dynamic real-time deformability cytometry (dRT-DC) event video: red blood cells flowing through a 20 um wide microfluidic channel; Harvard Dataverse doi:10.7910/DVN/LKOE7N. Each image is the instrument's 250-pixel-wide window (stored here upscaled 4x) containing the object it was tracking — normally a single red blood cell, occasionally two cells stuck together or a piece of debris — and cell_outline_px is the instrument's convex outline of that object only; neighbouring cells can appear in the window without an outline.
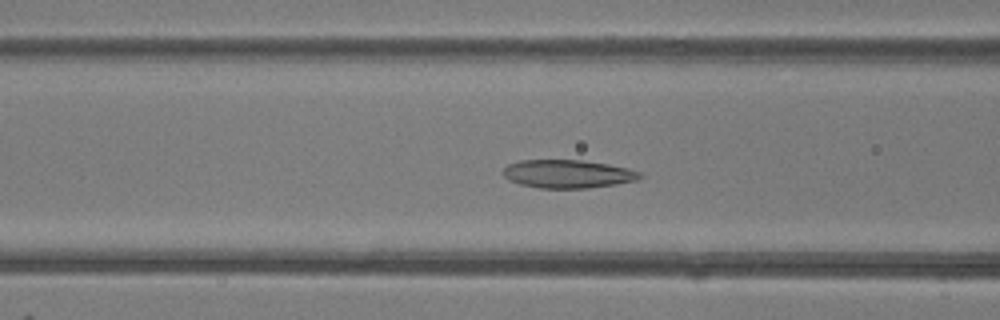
{"species": "common noctule bat (a hibernating species)", "species_latin": "Nyctalus noctula", "temperature_condition": "room temperature", "stored_images_in_passage": 46, "camera_frame_rate_fps": 3000, "um_per_image_px": 0.085, "animal": {"sex": "female"}, "frame": {"image": 1, "passage_image": 19, "time_ms": 6.0, "image_size_px": [1000, 320], "cell_outline_px": [[644, 176], [636, 180], [616, 184], [588, 188], [540, 188], [520, 184], [508, 180], [500, 172], [508, 164], [520, 160], [584, 160], [608, 164], [628, 168], [640, 172]], "centroid_in_image_um": [48.24, 14.78], "position_along_channel_um": 118.4, "area_um2": 22.66}}
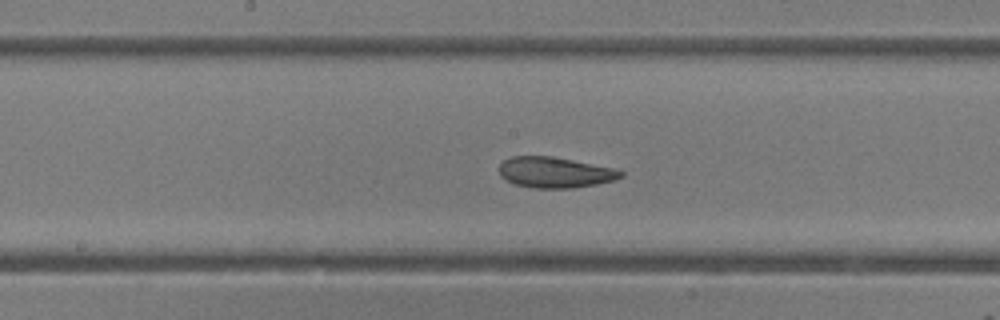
{"frame": {"image": 2, "passage_image": 25, "time_ms": 8.0, "image_size_px": [1000, 320], "cell_outline_px": [[624, 176], [616, 180], [596, 184], [572, 188], [532, 188], [516, 184], [500, 176], [500, 164], [504, 160], [512, 156], [552, 156], [612, 168], [624, 172]], "centroid_in_image_um": [47.18, 14.66], "position_along_channel_um": 201.0, "area_um2": 21.62}}
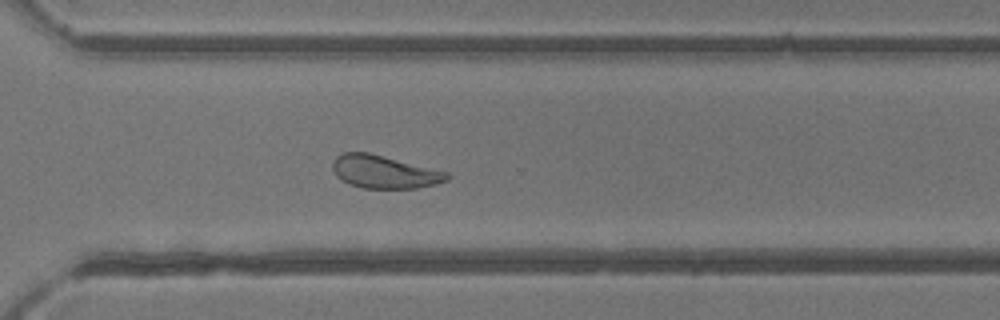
{"frame": {"image": 3, "passage_image": 35, "time_ms": 11.333, "image_size_px": [1000, 320], "cell_outline_px": [[452, 176], [448, 180], [436, 184], [416, 188], [360, 188], [348, 184], [336, 176], [332, 168], [332, 160], [336, 156], [344, 152], [368, 152], [448, 172]], "centroid_in_image_um": [32.65, 14.61], "position_along_channel_um": 338.0, "area_um2": 22.08}, "authors_computed_cell_mechanics": {"area_um2": 22.3686, "velocity_mm_per_s": 4.1187, "shape_relaxation_time_tau1_ms": 4.0488, "shape_relaxation_time_tau2_ms": 2.5635, "deformation_change_tau1": 0.1393, "deformation_change_tau2": 0.0892}}